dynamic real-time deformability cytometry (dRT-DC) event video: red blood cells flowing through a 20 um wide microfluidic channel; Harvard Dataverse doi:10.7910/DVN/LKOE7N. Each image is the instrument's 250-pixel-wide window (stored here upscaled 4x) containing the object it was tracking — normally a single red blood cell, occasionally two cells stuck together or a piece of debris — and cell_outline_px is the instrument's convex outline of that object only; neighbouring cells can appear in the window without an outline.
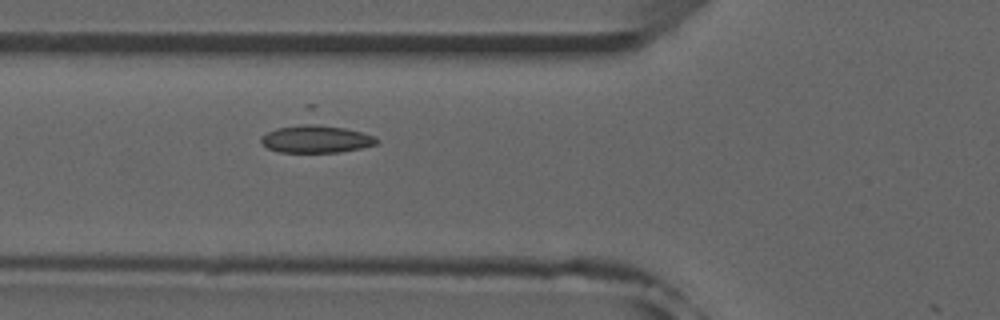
{"species": "common noctule bat (a hibernating species)", "species_latin": "Nyctalus noctula", "temperature_condition": "room temperature", "stored_images_in_passage": 13, "camera_frame_rate_fps": 3000, "um_per_image_px": 0.085, "animal": {"sex": "male", "forearm_length_mm": 52.5}, "frame": {"image": 1, "passage_image": 12, "time_ms": 3.667, "image_size_px": [1000, 320], "cell_outline_px": [[380, 140], [376, 144], [360, 148], [340, 152], [280, 152], [268, 148], [260, 144], [260, 136], [276, 128], [308, 124], [312, 124], [344, 128], [360, 132], [372, 136]], "centroid_in_image_um": [26.82, 11.83], "position_along_channel_um": 99.0, "area_um2": 18.26}}